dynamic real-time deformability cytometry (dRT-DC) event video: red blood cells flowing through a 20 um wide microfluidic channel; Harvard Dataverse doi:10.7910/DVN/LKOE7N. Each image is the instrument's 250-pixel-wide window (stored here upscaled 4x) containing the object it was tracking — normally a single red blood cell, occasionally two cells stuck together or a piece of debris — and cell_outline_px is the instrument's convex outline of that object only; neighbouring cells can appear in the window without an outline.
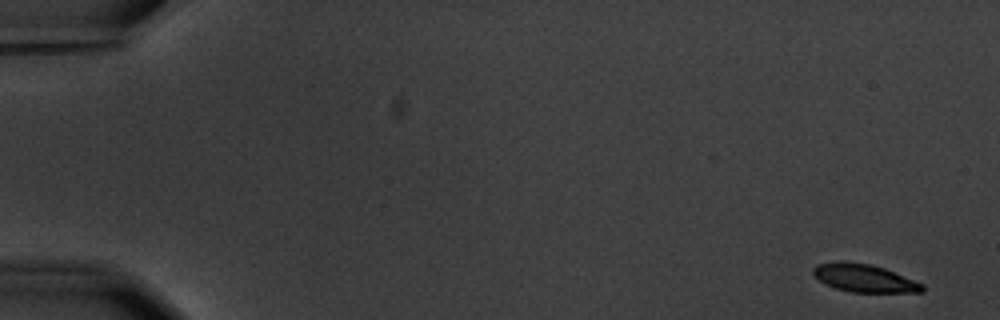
{"species": "common noctule bat (a hibernating species)", "species_latin": "Nyctalus noctula", "temperature_condition": "warm", "stored_images_in_passage": 6, "segment_of_instrument_passage": [1, 2], "camera_frame_rate_fps": 3000, "um_per_image_px": 0.085, "animal": {"sex": "male", "body_mass_g": 20.1, "forearm_length_mm": 53.5}, "frame": {"image": 1, "passage_image": 1, "time_ms": 0.0, "image_size_px": [1000, 320], "cell_outline_px": [[924, 292], [852, 292], [836, 288], [820, 280], [812, 272], [812, 268], [816, 264], [840, 260], [844, 260], [868, 264], [884, 268], [924, 284]], "centroid_in_image_um": [73.45, 23.62], "position_along_channel_um": 11.5, "area_um2": 17.63}}
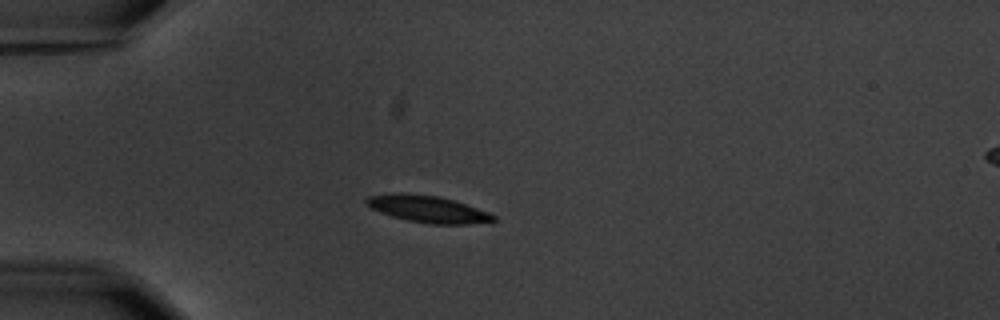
{"frame": {"image": 2, "passage_image": 5, "time_ms": 4.667, "image_size_px": [1000, 320], "cell_outline_px": [[496, 220], [468, 224], [432, 224], [408, 220], [392, 216], [380, 212], [364, 204], [364, 200], [368, 196], [396, 192], [400, 192], [440, 196], [488, 212], [496, 216]], "centroid_in_image_um": [36.3, 17.75], "position_along_channel_um": 48.7, "area_um2": 19.77}}